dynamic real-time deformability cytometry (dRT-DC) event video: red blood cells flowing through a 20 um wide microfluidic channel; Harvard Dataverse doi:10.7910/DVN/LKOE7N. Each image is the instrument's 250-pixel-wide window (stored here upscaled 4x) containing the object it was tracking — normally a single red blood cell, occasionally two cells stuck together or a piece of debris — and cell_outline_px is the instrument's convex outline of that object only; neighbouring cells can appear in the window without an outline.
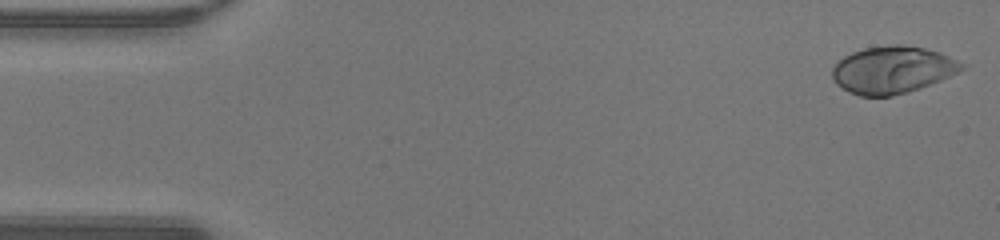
{"species": "human", "species_latin": "Homo sapiens", "temperature_condition": "warm", "stored_images_in_passage": 47, "camera_frame_rate_fps": 3000, "um_per_image_px": 0.085, "donor": {"sex": "male"}, "frame": {"image": 1, "passage_image": 1, "time_ms": 0.0, "image_size_px": [1000, 240], "cell_outline_px": [[968, 64], [964, 68], [940, 80], [920, 88], [892, 96], [860, 96], [848, 92], [836, 84], [832, 76], [832, 68], [844, 56], [852, 52], [864, 48], [896, 44], [900, 44], [924, 48], [940, 52]], "centroid_in_image_um": [75.86, 5.93], "position_along_channel_um": 9.1, "area_um2": 35.55}}
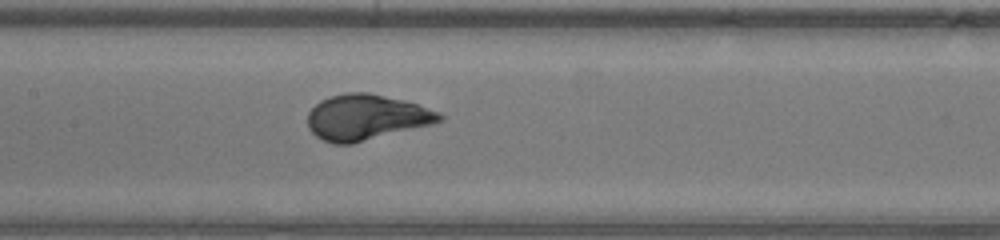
{"frame": {"image": 2, "passage_image": 22, "time_ms": 7.0, "image_size_px": [1000, 240], "cell_outline_px": [[444, 120], [432, 124], [352, 144], [332, 144], [316, 136], [308, 128], [308, 112], [320, 100], [344, 92], [368, 92], [404, 100], [440, 112], [444, 116]], "centroid_in_image_um": [31.12, 9.97], "position_along_channel_um": 176.3, "area_um2": 35.03}}
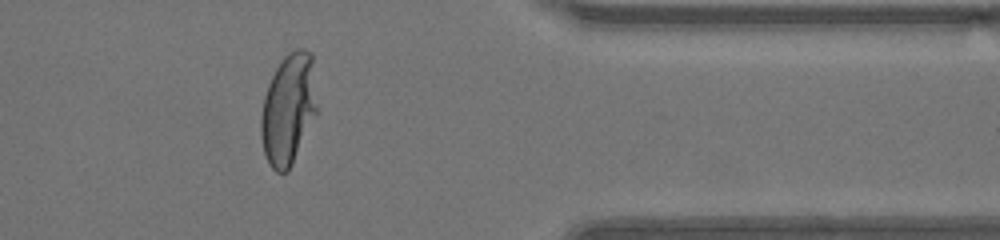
{"frame": {"image": 3, "passage_image": 38, "time_ms": 12.333, "image_size_px": [1000, 240], "cell_outline_px": [[316, 112], [292, 164], [288, 172], [276, 172], [268, 164], [264, 152], [260, 136], [260, 116], [264, 96], [268, 84], [276, 68], [284, 56], [288, 52], [296, 48], [304, 48], [312, 52], [316, 104]], "centroid_in_image_um": [24.48, 9.26], "position_along_channel_um": 386.9, "area_um2": 36.13}, "authors_computed_cell_mechanics": {"area_um2": 34.68, "velocity_mm_per_s": 4.3398, "shape_relaxation_time_tau1_ms": 2.5363, "shape_relaxation_time_tau2_ms": null, "deformation_change_tau1": 0.2144, "deformation_change_tau2": null}}